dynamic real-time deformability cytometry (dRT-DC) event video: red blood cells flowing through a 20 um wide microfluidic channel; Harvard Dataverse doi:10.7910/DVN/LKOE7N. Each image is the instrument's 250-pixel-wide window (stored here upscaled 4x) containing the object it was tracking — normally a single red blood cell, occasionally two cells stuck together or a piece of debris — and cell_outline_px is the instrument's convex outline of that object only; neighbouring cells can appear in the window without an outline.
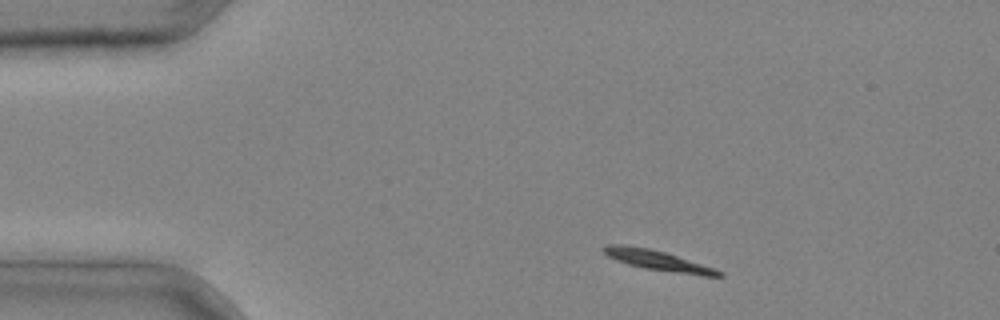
{"species": "common noctule bat (a hibernating species)", "species_latin": "Nyctalus noctula", "temperature_condition": "cold", "stored_images_in_passage": 2, "camera_frame_rate_fps": 3000, "um_per_image_px": 0.085, "animal": {"sex": "male", "body_mass_g": 20.4}, "frame": {"image": 1, "passage_image": 1, "time_ms": 0.0, "image_size_px": [1000, 320], "cell_outline_px": [[724, 276], [704, 276], [644, 268], [628, 264], [616, 260], [608, 256], [600, 248], [608, 244], [624, 244], [648, 248], [664, 252], [724, 272]], "centroid_in_image_um": [55.84, 22.12], "position_along_channel_um": 29.2, "area_um2": 13.18}}
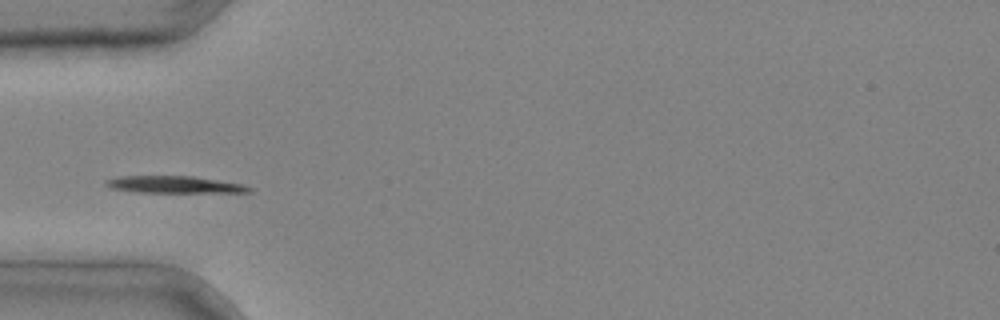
{"frame": {"image": 2, "passage_image": 2, "time_ms": 0.333, "image_size_px": [1000, 320], "cell_outline_px": [[252, 192], [140, 192], [112, 188], [104, 184], [104, 180], [120, 176], [192, 176], [244, 184], [252, 188]], "centroid_in_image_um": [14.82, 15.68], "position_along_channel_um": 70.2, "area_um2": 14.05}}